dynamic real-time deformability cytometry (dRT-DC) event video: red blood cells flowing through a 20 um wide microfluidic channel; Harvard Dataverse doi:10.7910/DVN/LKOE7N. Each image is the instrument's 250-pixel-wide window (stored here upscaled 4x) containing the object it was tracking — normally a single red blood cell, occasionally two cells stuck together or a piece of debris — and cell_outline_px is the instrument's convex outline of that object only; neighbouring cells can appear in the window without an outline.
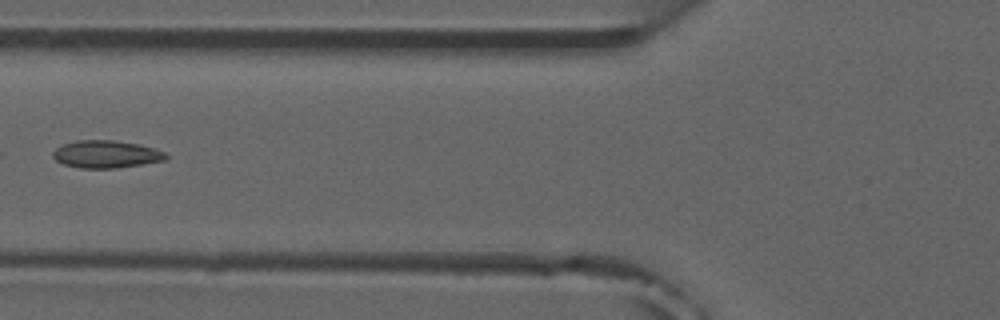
{"species": "common noctule bat (a hibernating species)", "species_latin": "Nyctalus noctula", "temperature_condition": "room temperature", "stored_images_in_passage": 2, "camera_frame_rate_fps": 3000, "um_per_image_px": 0.085, "animal": {"sex": "male", "forearm_length_mm": 52.5}, "frame": {"image": 1, "passage_image": 2, "time_ms": 1.333, "image_size_px": [1000, 320], "cell_outline_px": [[168, 160], [112, 168], [80, 168], [64, 164], [56, 160], [52, 156], [52, 152], [56, 148], [64, 144], [76, 140], [112, 140], [140, 144], [164, 152], [168, 156]], "centroid_in_image_um": [9.01, 13.1], "position_along_channel_um": 116.8, "area_um2": 17.98}}